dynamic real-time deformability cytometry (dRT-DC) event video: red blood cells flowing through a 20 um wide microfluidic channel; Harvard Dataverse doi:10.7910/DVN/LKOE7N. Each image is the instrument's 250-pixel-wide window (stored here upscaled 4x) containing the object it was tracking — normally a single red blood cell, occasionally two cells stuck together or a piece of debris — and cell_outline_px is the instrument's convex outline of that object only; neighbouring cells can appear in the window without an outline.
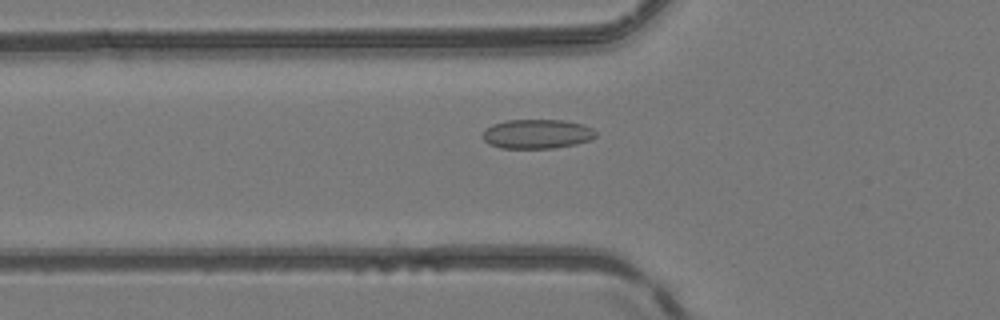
{"species": "common noctule bat (a hibernating species)", "species_latin": "Nyctalus noctula", "temperature_condition": "room temperature", "stored_images_in_passage": 50, "camera_frame_rate_fps": 3000, "um_per_image_px": 0.085, "animal": {"sex": "female", "body_mass_g": 24.6, "forearm_length_mm": 56.2}, "frame": {"image": 1, "passage_image": 18, "time_ms": 5.667, "image_size_px": [1000, 320], "cell_outline_px": [[596, 136], [592, 140], [576, 144], [552, 148], [500, 148], [488, 144], [480, 136], [492, 124], [504, 120], [564, 120], [584, 124], [592, 128], [596, 132]], "centroid_in_image_um": [45.65, 11.38], "position_along_channel_um": 80.1, "area_um2": 19.54}}
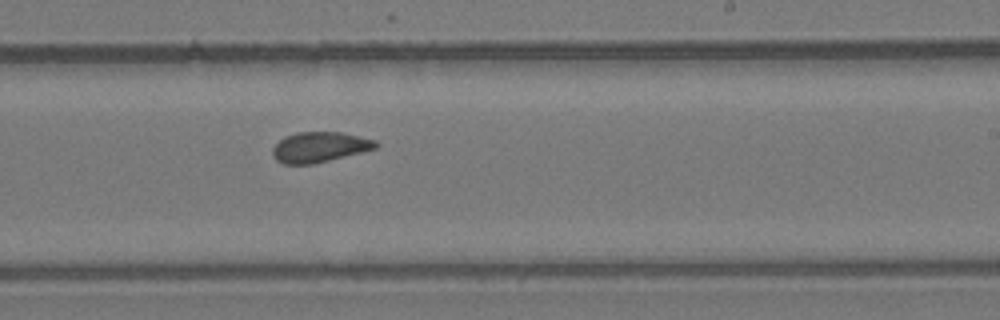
{"frame": {"image": 2, "passage_image": 31, "time_ms": 10.0, "image_size_px": [1000, 320], "cell_outline_px": [[380, 144], [376, 148], [312, 164], [284, 164], [276, 160], [272, 156], [272, 148], [284, 136], [296, 132], [344, 132], [376, 140]], "centroid_in_image_um": [27.15, 12.49], "position_along_channel_um": 261.9, "area_um2": 18.21}}
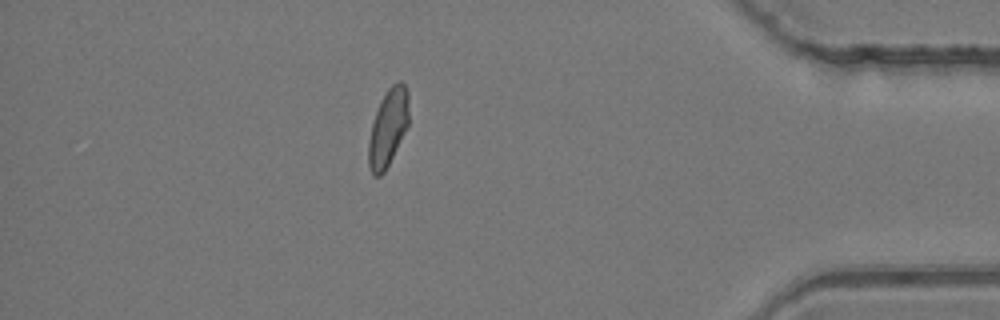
{"frame": {"image": 3, "passage_image": 44, "time_ms": 14.333, "image_size_px": [1000, 320], "cell_outline_px": [[408, 124], [384, 172], [380, 176], [372, 176], [368, 164], [368, 144], [372, 124], [380, 100], [388, 88], [392, 84], [400, 80], [404, 84], [408, 92]], "centroid_in_image_um": [32.97, 10.83], "position_along_channel_um": 402.2, "area_um2": 17.86}, "authors_computed_cell_mechanics": {"area_um2": 18.5249, "velocity_mm_per_s": 4.1732, "shape_relaxation_time_tau1_ms": null, "shape_relaxation_time_tau2_ms": 1.3883, "deformation_change_tau1": null, "deformation_change_tau2": 0.0618}}